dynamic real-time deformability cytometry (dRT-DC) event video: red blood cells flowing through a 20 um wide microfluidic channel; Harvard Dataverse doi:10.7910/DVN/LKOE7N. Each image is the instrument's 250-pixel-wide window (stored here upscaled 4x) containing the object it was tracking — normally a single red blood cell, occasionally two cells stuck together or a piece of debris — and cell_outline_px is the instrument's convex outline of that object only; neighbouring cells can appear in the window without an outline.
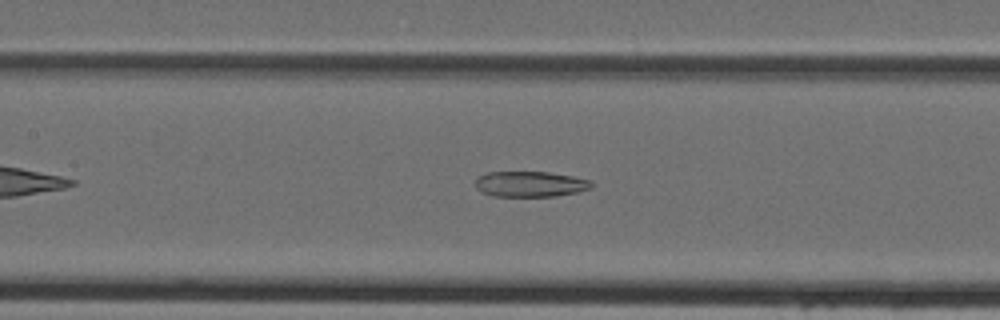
{"species": "Egyptian fruit bat (a non-hibernating species)", "species_latin": "Rousettus aegyptiacus", "temperature_condition": "cold", "stored_images_in_passage": 31, "camera_frame_rate_fps": 3000, "um_per_image_px": 0.085, "animal": {"sex": "female"}, "frame": {"image": 1, "passage_image": 12, "time_ms": 3.667, "image_size_px": [1000, 320], "cell_outline_px": [[592, 188], [576, 192], [556, 196], [492, 196], [480, 192], [476, 188], [476, 176], [488, 172], [548, 172], [572, 176], [592, 180]], "centroid_in_image_um": [45.04, 15.64], "position_along_channel_um": 162.4, "area_um2": 17.4}}
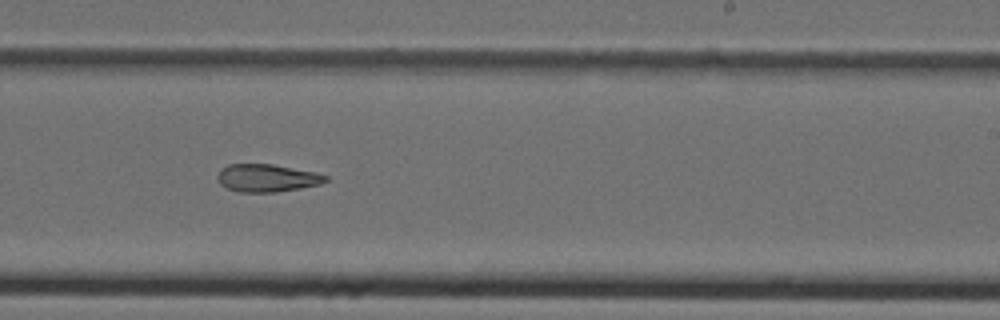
{"frame": {"image": 2, "passage_image": 19, "time_ms": 6.0, "image_size_px": [1000, 320], "cell_outline_px": [[328, 180], [320, 184], [300, 188], [276, 192], [236, 192], [220, 184], [216, 176], [220, 168], [228, 164], [272, 164], [316, 172], [328, 176]], "centroid_in_image_um": [22.67, 15.12], "position_along_channel_um": 266.3, "area_um2": 17.57}}
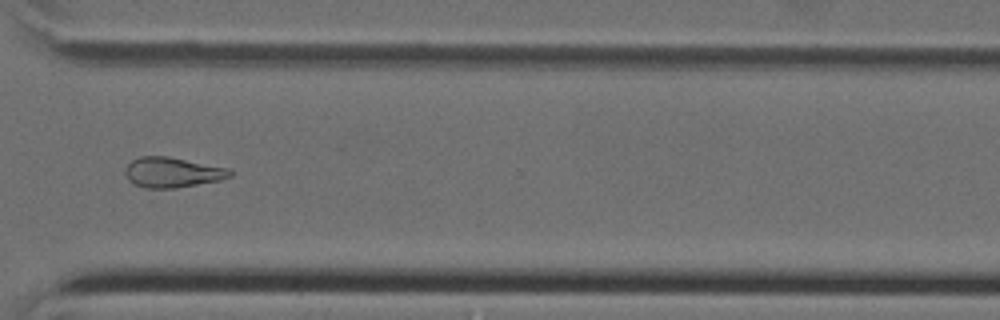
{"frame": {"image": 3, "passage_image": 25, "time_ms": 8.0, "image_size_px": [1000, 320], "cell_outline_px": [[232, 176], [220, 180], [176, 188], [144, 188], [132, 184], [128, 180], [124, 172], [124, 168], [132, 160], [140, 156], [168, 156], [228, 168], [232, 172]], "centroid_in_image_um": [14.61, 14.65], "position_along_channel_um": 356.0, "area_um2": 18.55}}